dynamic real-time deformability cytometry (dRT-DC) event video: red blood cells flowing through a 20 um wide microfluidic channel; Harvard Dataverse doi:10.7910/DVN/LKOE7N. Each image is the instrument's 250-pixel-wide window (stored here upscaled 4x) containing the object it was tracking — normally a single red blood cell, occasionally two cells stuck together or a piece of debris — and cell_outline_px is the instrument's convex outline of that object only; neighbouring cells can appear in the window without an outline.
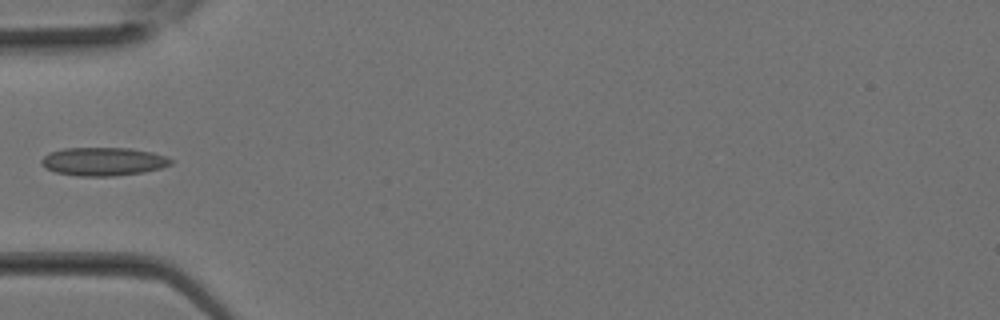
{"species": "Egyptian fruit bat (a non-hibernating species)", "species_latin": "Rousettus aegyptiacus", "temperature_condition": "room temperature", "stored_images_in_passage": 11, "camera_frame_rate_fps": 3000, "um_per_image_px": 0.085, "animal": {"sex": "female"}, "frame": {"image": 1, "passage_image": 10, "time_ms": 3.0, "image_size_px": [1000, 320], "cell_outline_px": [[176, 160], [172, 164], [160, 168], [144, 172], [112, 176], [80, 176], [56, 172], [44, 168], [40, 164], [40, 160], [48, 152], [64, 148], [132, 148], [152, 152]], "centroid_in_image_um": [8.77, 13.72], "position_along_channel_um": 76.2, "area_um2": 21.56}}